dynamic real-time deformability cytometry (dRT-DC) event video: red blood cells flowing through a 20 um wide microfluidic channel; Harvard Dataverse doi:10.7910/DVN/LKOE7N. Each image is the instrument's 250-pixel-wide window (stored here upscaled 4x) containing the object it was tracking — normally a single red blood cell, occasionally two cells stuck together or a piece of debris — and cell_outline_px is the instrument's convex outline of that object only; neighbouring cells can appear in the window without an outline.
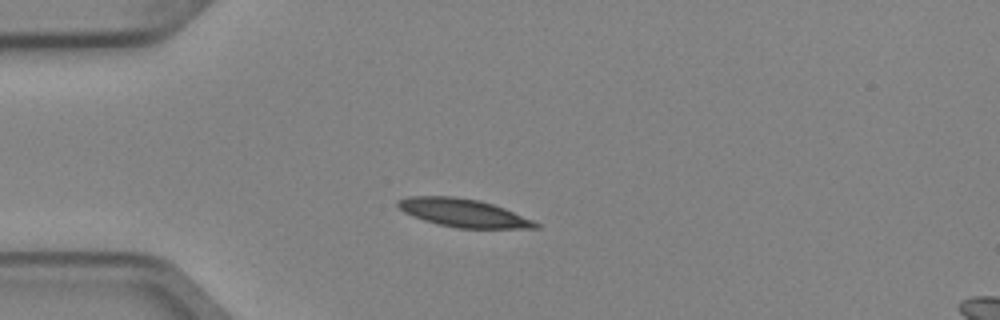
{"species": "Egyptian fruit bat (a non-hibernating species)", "species_latin": "Rousettus aegyptiacus", "temperature_condition": "cold", "stored_images_in_passage": 7, "camera_frame_rate_fps": 3000, "um_per_image_px": 0.085, "animal": {"sex": "female"}, "frame": {"image": 1, "passage_image": 4, "time_ms": 1.0, "image_size_px": [1000, 320], "cell_outline_px": [[540, 228], [456, 228], [436, 224], [412, 216], [404, 212], [396, 204], [396, 200], [408, 196], [452, 196], [480, 200], [504, 208], [532, 220], [540, 224]], "centroid_in_image_um": [39.34, 18.09], "position_along_channel_um": 45.7, "area_um2": 22.54}}
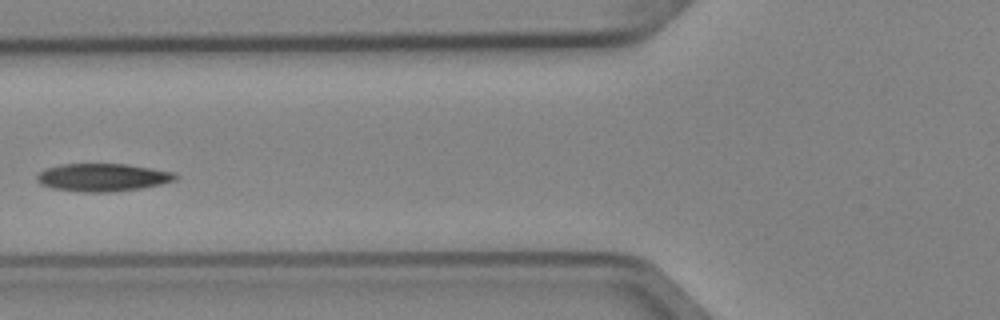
{"frame": {"image": 2, "passage_image": 6, "time_ms": 1.667, "image_size_px": [1000, 320], "cell_outline_px": [[180, 176], [176, 180], [160, 184], [140, 188], [112, 192], [84, 192], [52, 188], [40, 184], [36, 180], [36, 176], [44, 168], [60, 164], [128, 164], [176, 172]], "centroid_in_image_um": [8.74, 15.07], "position_along_channel_um": 117.1, "area_um2": 22.66}}
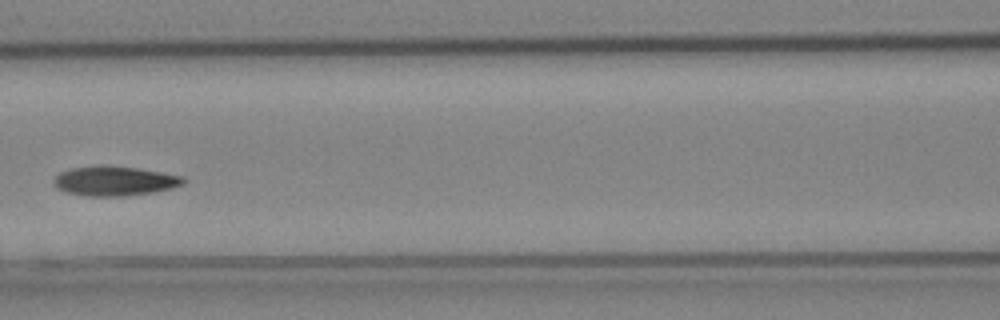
{"frame": {"image": 3, "passage_image": 7, "time_ms": 2.0, "image_size_px": [1000, 320], "cell_outline_px": [[188, 180], [184, 184], [172, 188], [152, 192], [120, 196], [88, 196], [64, 192], [56, 188], [52, 180], [60, 172], [72, 168], [100, 164], [136, 168], [184, 176]], "centroid_in_image_um": [9.72, 15.37], "position_along_channel_um": 156.9, "area_um2": 22.48}}